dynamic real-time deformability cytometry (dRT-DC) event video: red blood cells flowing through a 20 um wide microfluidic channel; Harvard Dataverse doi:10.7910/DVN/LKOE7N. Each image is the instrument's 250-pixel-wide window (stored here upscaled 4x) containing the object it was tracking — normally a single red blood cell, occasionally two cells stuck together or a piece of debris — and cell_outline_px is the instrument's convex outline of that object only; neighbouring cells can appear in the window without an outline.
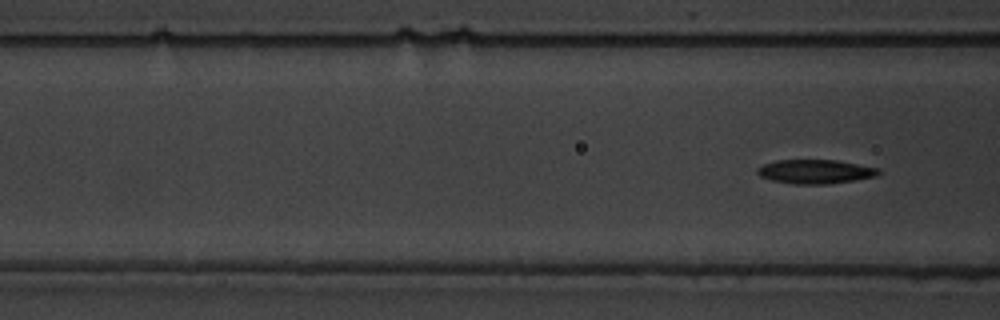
{"species": "common noctule bat (a hibernating species)", "species_latin": "Nyctalus noctula", "temperature_condition": "warm", "stored_images_in_passage": 20, "camera_frame_rate_fps": 3000, "um_per_image_px": 0.085, "animal": {"sex": "male", "body_mass_g": 19.5, "forearm_length_mm": 54.6}, "frame": {"image": 1, "passage_image": 20, "time_ms": 6.333, "image_size_px": [1000, 320], "cell_outline_px": [[880, 172], [876, 176], [856, 180], [828, 184], [792, 184], [772, 180], [760, 176], [756, 172], [756, 168], [764, 164], [776, 160], [836, 160], [880, 168]], "centroid_in_image_um": [69.3, 14.59], "position_along_channel_um": 97.3, "area_um2": 17.05}}